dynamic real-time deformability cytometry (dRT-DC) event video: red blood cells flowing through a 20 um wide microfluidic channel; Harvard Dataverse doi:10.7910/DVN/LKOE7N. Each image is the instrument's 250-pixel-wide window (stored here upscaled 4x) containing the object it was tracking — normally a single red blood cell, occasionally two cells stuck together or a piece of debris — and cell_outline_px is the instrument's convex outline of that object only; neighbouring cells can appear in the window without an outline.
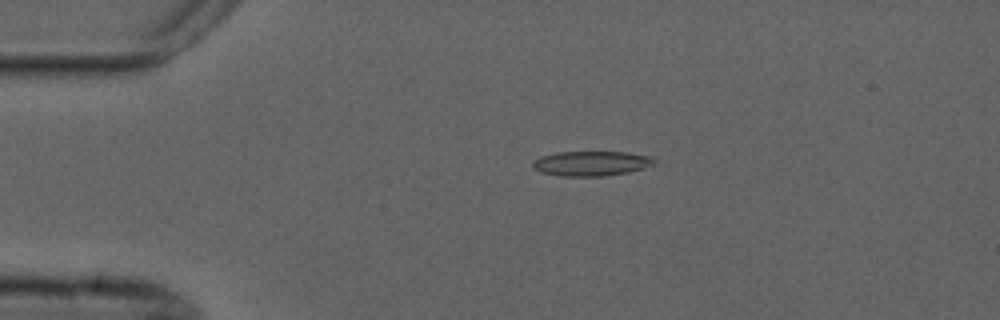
{"species": "common noctule bat (a hibernating species)", "species_latin": "Nyctalus noctula", "temperature_condition": "cold", "stored_images_in_passage": 5, "camera_frame_rate_fps": 3000, "um_per_image_px": 0.085, "animal": {"sex": "male", "forearm_length_mm": 52.5}, "frame": {"image": 1, "passage_image": 4, "time_ms": 3.333, "image_size_px": [1000, 320], "cell_outline_px": [[656, 164], [644, 168], [628, 172], [604, 176], [564, 176], [540, 172], [532, 168], [532, 164], [540, 156], [556, 152], [628, 152], [652, 156], [656, 160]], "centroid_in_image_um": [50.29, 13.89], "position_along_channel_um": 34.7, "area_um2": 17.69}}